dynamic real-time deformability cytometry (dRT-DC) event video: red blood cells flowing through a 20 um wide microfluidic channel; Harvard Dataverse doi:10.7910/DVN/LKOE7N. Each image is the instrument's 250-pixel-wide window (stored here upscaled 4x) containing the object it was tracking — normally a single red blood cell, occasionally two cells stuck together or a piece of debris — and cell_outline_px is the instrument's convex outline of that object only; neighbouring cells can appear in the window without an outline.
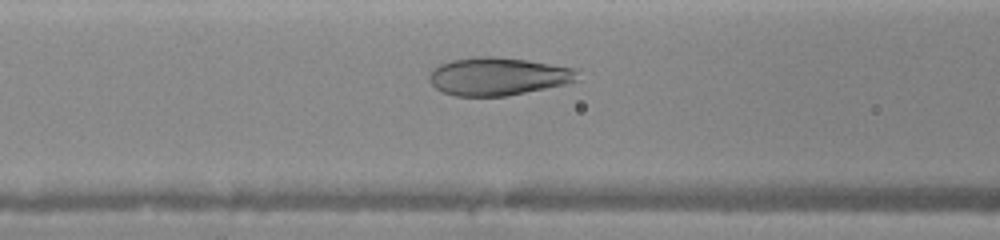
{"species": "human", "species_latin": "Homo sapiens", "temperature_condition": "warm", "stored_images_in_passage": 11, "camera_frame_rate_fps": 3000, "um_per_image_px": 0.085, "donor": {"sex": "female"}, "frame": {"image": 1, "passage_image": 10, "time_ms": 4.0, "image_size_px": [1000, 240], "cell_outline_px": [[576, 80], [564, 84], [508, 96], [456, 96], [440, 92], [428, 80], [428, 76], [440, 64], [452, 60], [476, 56], [492, 56], [524, 60], [576, 68]], "centroid_in_image_um": [42.28, 6.5], "position_along_channel_um": 124.3, "area_um2": 32.48}}